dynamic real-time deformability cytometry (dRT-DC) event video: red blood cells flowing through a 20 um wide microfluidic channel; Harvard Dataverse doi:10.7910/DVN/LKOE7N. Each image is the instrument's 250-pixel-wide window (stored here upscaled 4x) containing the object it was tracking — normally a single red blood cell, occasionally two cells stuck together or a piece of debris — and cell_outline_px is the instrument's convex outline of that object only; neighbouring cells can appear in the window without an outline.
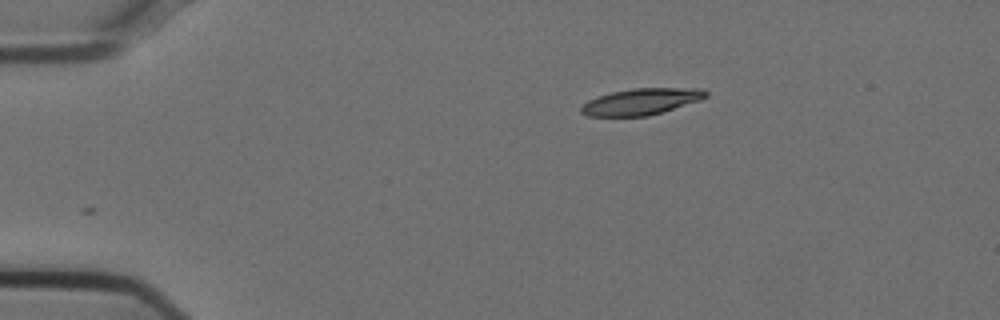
{"species": "Egyptian fruit bat (a non-hibernating species)", "species_latin": "Rousettus aegyptiacus", "temperature_condition": "cold", "stored_images_in_passage": 40, "camera_frame_rate_fps": 3000, "um_per_image_px": 0.085, "animal": {"sex": "female"}, "frame": {"image": 1, "passage_image": 1, "time_ms": 0.0, "image_size_px": [1000, 320], "cell_outline_px": [[708, 96], [700, 100], [648, 116], [588, 116], [580, 112], [580, 108], [588, 100], [596, 96], [612, 92], [632, 88], [700, 88], [708, 92]], "centroid_in_image_um": [54.49, 8.63], "position_along_channel_um": 30.5, "area_um2": 19.13}}
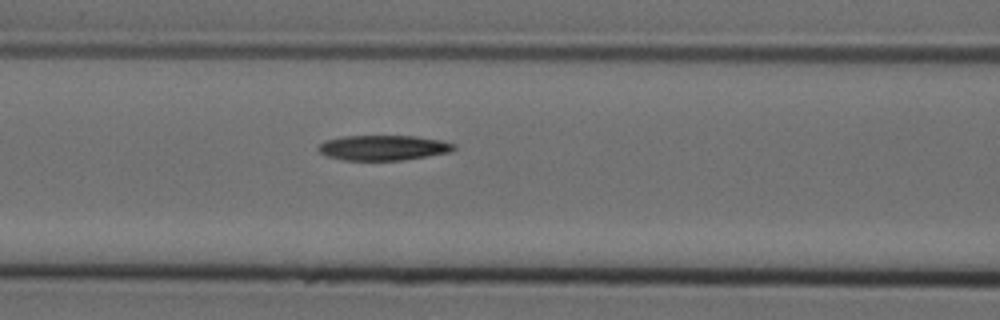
{"frame": {"image": 2, "passage_image": 14, "time_ms": 4.333, "image_size_px": [1000, 320], "cell_outline_px": [[456, 148], [452, 152], [404, 160], [344, 160], [328, 156], [320, 152], [316, 148], [324, 140], [340, 136], [416, 136], [440, 140], [456, 144]], "centroid_in_image_um": [32.59, 12.55], "position_along_channel_um": 134.0, "area_um2": 20.0}}
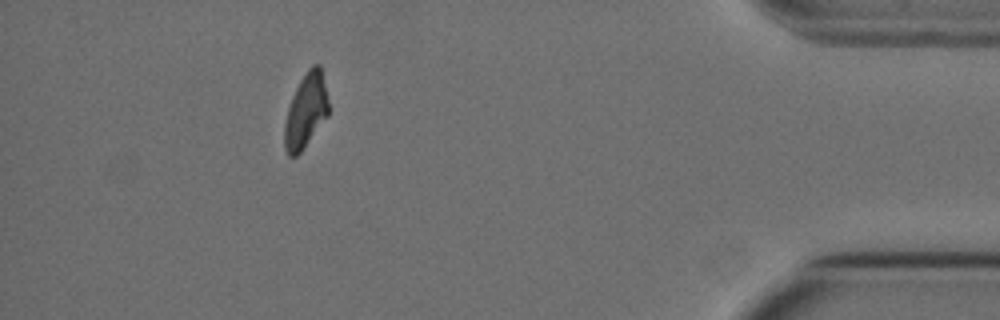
{"frame": {"image": 3, "passage_image": 40, "time_ms": 13.0, "image_size_px": [1000, 320], "cell_outline_px": [[328, 116], [300, 152], [296, 156], [288, 156], [284, 148], [284, 124], [288, 108], [292, 96], [300, 80], [308, 68], [312, 64], [320, 64], [328, 100]], "centroid_in_image_um": [25.98, 9.42], "position_along_channel_um": 409.2, "area_um2": 18.96}, "authors_computed_cell_mechanics": {"area_um2": 20.2878, "velocity_mm_per_s": 3.754, "shape_relaxation_time_tau1_ms": 8.0107, "shape_relaxation_time_tau2_ms": null, "deformation_change_tau1": 0.2184, "deformation_change_tau2": null}}